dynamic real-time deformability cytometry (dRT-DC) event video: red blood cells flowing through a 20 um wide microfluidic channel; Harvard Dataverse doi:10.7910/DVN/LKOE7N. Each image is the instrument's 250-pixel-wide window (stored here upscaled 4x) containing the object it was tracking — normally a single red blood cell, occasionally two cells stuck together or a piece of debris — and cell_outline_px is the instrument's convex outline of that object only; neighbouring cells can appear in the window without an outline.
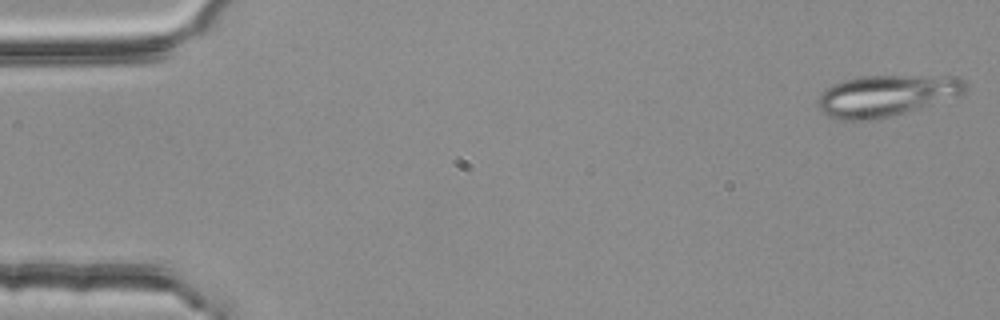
{"species": "common noctule bat (a hibernating species)", "species_latin": "Nyctalus noctula", "temperature_condition": "room temperature", "stored_images_in_passage": 5, "camera_frame_rate_fps": 3000, "um_per_image_px": 0.085, "animal": {"sex": "female", "body_mass_g": 25.1}, "frame": {"image": 1, "passage_image": 1, "time_ms": 0.0, "image_size_px": [1000, 320], "cell_outline_px": [[968, 88], [960, 96], [904, 112], [872, 120], [840, 120], [828, 116], [820, 112], [816, 104], [816, 100], [820, 92], [824, 88], [832, 84], [856, 76], [960, 76], [964, 80]], "centroid_in_image_um": [75.29, 8.11], "position_along_channel_um": 9.7, "area_um2": 35.89}}